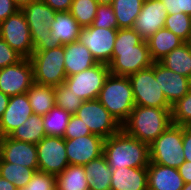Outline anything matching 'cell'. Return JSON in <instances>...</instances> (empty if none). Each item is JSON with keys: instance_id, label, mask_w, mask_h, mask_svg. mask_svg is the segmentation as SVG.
Wrapping results in <instances>:
<instances>
[{"instance_id": "cell-6", "label": "cell", "mask_w": 191, "mask_h": 190, "mask_svg": "<svg viewBox=\"0 0 191 190\" xmlns=\"http://www.w3.org/2000/svg\"><path fill=\"white\" fill-rule=\"evenodd\" d=\"M64 45L49 50H33L29 58L33 66L34 82L59 86L65 82Z\"/></svg>"}, {"instance_id": "cell-35", "label": "cell", "mask_w": 191, "mask_h": 190, "mask_svg": "<svg viewBox=\"0 0 191 190\" xmlns=\"http://www.w3.org/2000/svg\"><path fill=\"white\" fill-rule=\"evenodd\" d=\"M55 91V105L64 109L71 115H74L78 108L84 102L79 96H77L72 90L64 83L54 87Z\"/></svg>"}, {"instance_id": "cell-51", "label": "cell", "mask_w": 191, "mask_h": 190, "mask_svg": "<svg viewBox=\"0 0 191 190\" xmlns=\"http://www.w3.org/2000/svg\"><path fill=\"white\" fill-rule=\"evenodd\" d=\"M186 43L188 44L189 48L191 49V35Z\"/></svg>"}, {"instance_id": "cell-2", "label": "cell", "mask_w": 191, "mask_h": 190, "mask_svg": "<svg viewBox=\"0 0 191 190\" xmlns=\"http://www.w3.org/2000/svg\"><path fill=\"white\" fill-rule=\"evenodd\" d=\"M103 155L112 170L147 167L150 163L149 145L129 136L122 129L104 140Z\"/></svg>"}, {"instance_id": "cell-30", "label": "cell", "mask_w": 191, "mask_h": 190, "mask_svg": "<svg viewBox=\"0 0 191 190\" xmlns=\"http://www.w3.org/2000/svg\"><path fill=\"white\" fill-rule=\"evenodd\" d=\"M144 0H114L112 7L118 23V29L133 28Z\"/></svg>"}, {"instance_id": "cell-19", "label": "cell", "mask_w": 191, "mask_h": 190, "mask_svg": "<svg viewBox=\"0 0 191 190\" xmlns=\"http://www.w3.org/2000/svg\"><path fill=\"white\" fill-rule=\"evenodd\" d=\"M33 114L27 93L10 97L6 110L0 118L1 137L9 136Z\"/></svg>"}, {"instance_id": "cell-13", "label": "cell", "mask_w": 191, "mask_h": 190, "mask_svg": "<svg viewBox=\"0 0 191 190\" xmlns=\"http://www.w3.org/2000/svg\"><path fill=\"white\" fill-rule=\"evenodd\" d=\"M118 29L81 27L78 41L85 45L98 63L109 64Z\"/></svg>"}, {"instance_id": "cell-17", "label": "cell", "mask_w": 191, "mask_h": 190, "mask_svg": "<svg viewBox=\"0 0 191 190\" xmlns=\"http://www.w3.org/2000/svg\"><path fill=\"white\" fill-rule=\"evenodd\" d=\"M166 17V7L161 0H144L133 29L143 40H148L159 29L164 28Z\"/></svg>"}, {"instance_id": "cell-4", "label": "cell", "mask_w": 191, "mask_h": 190, "mask_svg": "<svg viewBox=\"0 0 191 190\" xmlns=\"http://www.w3.org/2000/svg\"><path fill=\"white\" fill-rule=\"evenodd\" d=\"M97 99L120 125L127 120L135 106L129 78L111 73L107 76Z\"/></svg>"}, {"instance_id": "cell-26", "label": "cell", "mask_w": 191, "mask_h": 190, "mask_svg": "<svg viewBox=\"0 0 191 190\" xmlns=\"http://www.w3.org/2000/svg\"><path fill=\"white\" fill-rule=\"evenodd\" d=\"M26 93L33 114L46 115L55 106V91L53 86L34 82Z\"/></svg>"}, {"instance_id": "cell-25", "label": "cell", "mask_w": 191, "mask_h": 190, "mask_svg": "<svg viewBox=\"0 0 191 190\" xmlns=\"http://www.w3.org/2000/svg\"><path fill=\"white\" fill-rule=\"evenodd\" d=\"M51 35L59 39L61 45L78 41L81 26L70 12H56L50 24Z\"/></svg>"}, {"instance_id": "cell-33", "label": "cell", "mask_w": 191, "mask_h": 190, "mask_svg": "<svg viewBox=\"0 0 191 190\" xmlns=\"http://www.w3.org/2000/svg\"><path fill=\"white\" fill-rule=\"evenodd\" d=\"M97 0H73L69 12L81 27L91 26L96 17Z\"/></svg>"}, {"instance_id": "cell-46", "label": "cell", "mask_w": 191, "mask_h": 190, "mask_svg": "<svg viewBox=\"0 0 191 190\" xmlns=\"http://www.w3.org/2000/svg\"><path fill=\"white\" fill-rule=\"evenodd\" d=\"M10 97L0 91V118L3 116L4 111L7 108Z\"/></svg>"}, {"instance_id": "cell-37", "label": "cell", "mask_w": 191, "mask_h": 190, "mask_svg": "<svg viewBox=\"0 0 191 190\" xmlns=\"http://www.w3.org/2000/svg\"><path fill=\"white\" fill-rule=\"evenodd\" d=\"M91 26L118 29V23L112 5L99 4L96 17Z\"/></svg>"}, {"instance_id": "cell-48", "label": "cell", "mask_w": 191, "mask_h": 190, "mask_svg": "<svg viewBox=\"0 0 191 190\" xmlns=\"http://www.w3.org/2000/svg\"><path fill=\"white\" fill-rule=\"evenodd\" d=\"M36 1V0H13V2L15 3V5L19 8L22 9L24 6H26L27 4Z\"/></svg>"}, {"instance_id": "cell-7", "label": "cell", "mask_w": 191, "mask_h": 190, "mask_svg": "<svg viewBox=\"0 0 191 190\" xmlns=\"http://www.w3.org/2000/svg\"><path fill=\"white\" fill-rule=\"evenodd\" d=\"M150 162L178 167L185 161L183 151V126L171 124L149 145Z\"/></svg>"}, {"instance_id": "cell-9", "label": "cell", "mask_w": 191, "mask_h": 190, "mask_svg": "<svg viewBox=\"0 0 191 190\" xmlns=\"http://www.w3.org/2000/svg\"><path fill=\"white\" fill-rule=\"evenodd\" d=\"M86 124L92 134L104 139L121 130L120 123L98 99L84 101L74 114Z\"/></svg>"}, {"instance_id": "cell-34", "label": "cell", "mask_w": 191, "mask_h": 190, "mask_svg": "<svg viewBox=\"0 0 191 190\" xmlns=\"http://www.w3.org/2000/svg\"><path fill=\"white\" fill-rule=\"evenodd\" d=\"M164 27L187 42L191 35V16L183 12L167 14Z\"/></svg>"}, {"instance_id": "cell-44", "label": "cell", "mask_w": 191, "mask_h": 190, "mask_svg": "<svg viewBox=\"0 0 191 190\" xmlns=\"http://www.w3.org/2000/svg\"><path fill=\"white\" fill-rule=\"evenodd\" d=\"M56 12H69L73 0H42Z\"/></svg>"}, {"instance_id": "cell-38", "label": "cell", "mask_w": 191, "mask_h": 190, "mask_svg": "<svg viewBox=\"0 0 191 190\" xmlns=\"http://www.w3.org/2000/svg\"><path fill=\"white\" fill-rule=\"evenodd\" d=\"M56 176L36 171L28 184L20 190H56Z\"/></svg>"}, {"instance_id": "cell-28", "label": "cell", "mask_w": 191, "mask_h": 190, "mask_svg": "<svg viewBox=\"0 0 191 190\" xmlns=\"http://www.w3.org/2000/svg\"><path fill=\"white\" fill-rule=\"evenodd\" d=\"M84 166L69 164L56 176V190H89Z\"/></svg>"}, {"instance_id": "cell-23", "label": "cell", "mask_w": 191, "mask_h": 190, "mask_svg": "<svg viewBox=\"0 0 191 190\" xmlns=\"http://www.w3.org/2000/svg\"><path fill=\"white\" fill-rule=\"evenodd\" d=\"M146 41L151 58L154 62H159L173 49L178 48L183 43H185L182 39H180L172 31H169L165 27L159 29Z\"/></svg>"}, {"instance_id": "cell-22", "label": "cell", "mask_w": 191, "mask_h": 190, "mask_svg": "<svg viewBox=\"0 0 191 190\" xmlns=\"http://www.w3.org/2000/svg\"><path fill=\"white\" fill-rule=\"evenodd\" d=\"M64 67L67 76L77 74L98 64L90 50L79 41L64 45Z\"/></svg>"}, {"instance_id": "cell-18", "label": "cell", "mask_w": 191, "mask_h": 190, "mask_svg": "<svg viewBox=\"0 0 191 190\" xmlns=\"http://www.w3.org/2000/svg\"><path fill=\"white\" fill-rule=\"evenodd\" d=\"M155 79L158 81L167 102L172 106L191 89V79L154 62Z\"/></svg>"}, {"instance_id": "cell-3", "label": "cell", "mask_w": 191, "mask_h": 190, "mask_svg": "<svg viewBox=\"0 0 191 190\" xmlns=\"http://www.w3.org/2000/svg\"><path fill=\"white\" fill-rule=\"evenodd\" d=\"M172 124L171 108L135 105L121 129L150 145Z\"/></svg>"}, {"instance_id": "cell-1", "label": "cell", "mask_w": 191, "mask_h": 190, "mask_svg": "<svg viewBox=\"0 0 191 190\" xmlns=\"http://www.w3.org/2000/svg\"><path fill=\"white\" fill-rule=\"evenodd\" d=\"M153 63L146 40L133 28L118 29L112 60L108 64L111 74L128 77Z\"/></svg>"}, {"instance_id": "cell-10", "label": "cell", "mask_w": 191, "mask_h": 190, "mask_svg": "<svg viewBox=\"0 0 191 190\" xmlns=\"http://www.w3.org/2000/svg\"><path fill=\"white\" fill-rule=\"evenodd\" d=\"M0 38L23 58L32 56L34 46L31 33L21 9L0 22Z\"/></svg>"}, {"instance_id": "cell-40", "label": "cell", "mask_w": 191, "mask_h": 190, "mask_svg": "<svg viewBox=\"0 0 191 190\" xmlns=\"http://www.w3.org/2000/svg\"><path fill=\"white\" fill-rule=\"evenodd\" d=\"M23 57L12 49L2 38H0V69L14 65Z\"/></svg>"}, {"instance_id": "cell-15", "label": "cell", "mask_w": 191, "mask_h": 190, "mask_svg": "<svg viewBox=\"0 0 191 190\" xmlns=\"http://www.w3.org/2000/svg\"><path fill=\"white\" fill-rule=\"evenodd\" d=\"M104 138L90 134L65 139L67 160L71 165L84 166L103 155Z\"/></svg>"}, {"instance_id": "cell-49", "label": "cell", "mask_w": 191, "mask_h": 190, "mask_svg": "<svg viewBox=\"0 0 191 190\" xmlns=\"http://www.w3.org/2000/svg\"><path fill=\"white\" fill-rule=\"evenodd\" d=\"M114 0H97L99 4L112 5Z\"/></svg>"}, {"instance_id": "cell-29", "label": "cell", "mask_w": 191, "mask_h": 190, "mask_svg": "<svg viewBox=\"0 0 191 190\" xmlns=\"http://www.w3.org/2000/svg\"><path fill=\"white\" fill-rule=\"evenodd\" d=\"M45 136L43 116L32 114L28 120L13 130L8 137L18 141L37 144Z\"/></svg>"}, {"instance_id": "cell-5", "label": "cell", "mask_w": 191, "mask_h": 190, "mask_svg": "<svg viewBox=\"0 0 191 190\" xmlns=\"http://www.w3.org/2000/svg\"><path fill=\"white\" fill-rule=\"evenodd\" d=\"M21 10L30 29L34 50H49L61 46L59 39L51 35L50 29L56 11L42 0L33 1Z\"/></svg>"}, {"instance_id": "cell-11", "label": "cell", "mask_w": 191, "mask_h": 190, "mask_svg": "<svg viewBox=\"0 0 191 190\" xmlns=\"http://www.w3.org/2000/svg\"><path fill=\"white\" fill-rule=\"evenodd\" d=\"M109 74V65L98 63L80 73L67 76L64 84L84 101L95 100Z\"/></svg>"}, {"instance_id": "cell-21", "label": "cell", "mask_w": 191, "mask_h": 190, "mask_svg": "<svg viewBox=\"0 0 191 190\" xmlns=\"http://www.w3.org/2000/svg\"><path fill=\"white\" fill-rule=\"evenodd\" d=\"M111 190H148L147 167L112 170Z\"/></svg>"}, {"instance_id": "cell-42", "label": "cell", "mask_w": 191, "mask_h": 190, "mask_svg": "<svg viewBox=\"0 0 191 190\" xmlns=\"http://www.w3.org/2000/svg\"><path fill=\"white\" fill-rule=\"evenodd\" d=\"M18 10L19 8L15 5L13 0H0V22L6 20Z\"/></svg>"}, {"instance_id": "cell-27", "label": "cell", "mask_w": 191, "mask_h": 190, "mask_svg": "<svg viewBox=\"0 0 191 190\" xmlns=\"http://www.w3.org/2000/svg\"><path fill=\"white\" fill-rule=\"evenodd\" d=\"M167 69L191 79V49L185 42L159 61Z\"/></svg>"}, {"instance_id": "cell-41", "label": "cell", "mask_w": 191, "mask_h": 190, "mask_svg": "<svg viewBox=\"0 0 191 190\" xmlns=\"http://www.w3.org/2000/svg\"><path fill=\"white\" fill-rule=\"evenodd\" d=\"M167 14L183 12L191 16V0H161Z\"/></svg>"}, {"instance_id": "cell-16", "label": "cell", "mask_w": 191, "mask_h": 190, "mask_svg": "<svg viewBox=\"0 0 191 190\" xmlns=\"http://www.w3.org/2000/svg\"><path fill=\"white\" fill-rule=\"evenodd\" d=\"M0 162L14 163L38 171L36 144L18 141L8 136L1 137Z\"/></svg>"}, {"instance_id": "cell-39", "label": "cell", "mask_w": 191, "mask_h": 190, "mask_svg": "<svg viewBox=\"0 0 191 190\" xmlns=\"http://www.w3.org/2000/svg\"><path fill=\"white\" fill-rule=\"evenodd\" d=\"M90 134L92 133L89 130L88 126L84 124L83 121L76 115H71L63 138L74 139L80 136Z\"/></svg>"}, {"instance_id": "cell-14", "label": "cell", "mask_w": 191, "mask_h": 190, "mask_svg": "<svg viewBox=\"0 0 191 190\" xmlns=\"http://www.w3.org/2000/svg\"><path fill=\"white\" fill-rule=\"evenodd\" d=\"M33 83V66L29 58L0 69V91L9 97L26 93Z\"/></svg>"}, {"instance_id": "cell-45", "label": "cell", "mask_w": 191, "mask_h": 190, "mask_svg": "<svg viewBox=\"0 0 191 190\" xmlns=\"http://www.w3.org/2000/svg\"><path fill=\"white\" fill-rule=\"evenodd\" d=\"M178 171L185 183L191 182V161H184Z\"/></svg>"}, {"instance_id": "cell-31", "label": "cell", "mask_w": 191, "mask_h": 190, "mask_svg": "<svg viewBox=\"0 0 191 190\" xmlns=\"http://www.w3.org/2000/svg\"><path fill=\"white\" fill-rule=\"evenodd\" d=\"M70 117V113L55 105L46 115H43L46 136L63 138Z\"/></svg>"}, {"instance_id": "cell-12", "label": "cell", "mask_w": 191, "mask_h": 190, "mask_svg": "<svg viewBox=\"0 0 191 190\" xmlns=\"http://www.w3.org/2000/svg\"><path fill=\"white\" fill-rule=\"evenodd\" d=\"M36 148L39 171L58 176L69 165L65 138L45 136Z\"/></svg>"}, {"instance_id": "cell-8", "label": "cell", "mask_w": 191, "mask_h": 190, "mask_svg": "<svg viewBox=\"0 0 191 190\" xmlns=\"http://www.w3.org/2000/svg\"><path fill=\"white\" fill-rule=\"evenodd\" d=\"M134 95L135 105L155 108H172L167 102L158 81L155 79L154 63L128 76Z\"/></svg>"}, {"instance_id": "cell-50", "label": "cell", "mask_w": 191, "mask_h": 190, "mask_svg": "<svg viewBox=\"0 0 191 190\" xmlns=\"http://www.w3.org/2000/svg\"><path fill=\"white\" fill-rule=\"evenodd\" d=\"M181 190H191V182L185 183Z\"/></svg>"}, {"instance_id": "cell-36", "label": "cell", "mask_w": 191, "mask_h": 190, "mask_svg": "<svg viewBox=\"0 0 191 190\" xmlns=\"http://www.w3.org/2000/svg\"><path fill=\"white\" fill-rule=\"evenodd\" d=\"M172 123L181 126H191V89L171 108Z\"/></svg>"}, {"instance_id": "cell-47", "label": "cell", "mask_w": 191, "mask_h": 190, "mask_svg": "<svg viewBox=\"0 0 191 190\" xmlns=\"http://www.w3.org/2000/svg\"><path fill=\"white\" fill-rule=\"evenodd\" d=\"M0 190H18L14 184L0 176Z\"/></svg>"}, {"instance_id": "cell-20", "label": "cell", "mask_w": 191, "mask_h": 190, "mask_svg": "<svg viewBox=\"0 0 191 190\" xmlns=\"http://www.w3.org/2000/svg\"><path fill=\"white\" fill-rule=\"evenodd\" d=\"M148 190H181L185 184L178 169L150 162L147 166Z\"/></svg>"}, {"instance_id": "cell-43", "label": "cell", "mask_w": 191, "mask_h": 190, "mask_svg": "<svg viewBox=\"0 0 191 190\" xmlns=\"http://www.w3.org/2000/svg\"><path fill=\"white\" fill-rule=\"evenodd\" d=\"M183 151L185 161H191V126H183Z\"/></svg>"}, {"instance_id": "cell-32", "label": "cell", "mask_w": 191, "mask_h": 190, "mask_svg": "<svg viewBox=\"0 0 191 190\" xmlns=\"http://www.w3.org/2000/svg\"><path fill=\"white\" fill-rule=\"evenodd\" d=\"M36 170L18 164L0 162V176L11 182L18 190L24 188Z\"/></svg>"}, {"instance_id": "cell-24", "label": "cell", "mask_w": 191, "mask_h": 190, "mask_svg": "<svg viewBox=\"0 0 191 190\" xmlns=\"http://www.w3.org/2000/svg\"><path fill=\"white\" fill-rule=\"evenodd\" d=\"M89 190H111L112 169L104 155L84 165Z\"/></svg>"}]
</instances>
